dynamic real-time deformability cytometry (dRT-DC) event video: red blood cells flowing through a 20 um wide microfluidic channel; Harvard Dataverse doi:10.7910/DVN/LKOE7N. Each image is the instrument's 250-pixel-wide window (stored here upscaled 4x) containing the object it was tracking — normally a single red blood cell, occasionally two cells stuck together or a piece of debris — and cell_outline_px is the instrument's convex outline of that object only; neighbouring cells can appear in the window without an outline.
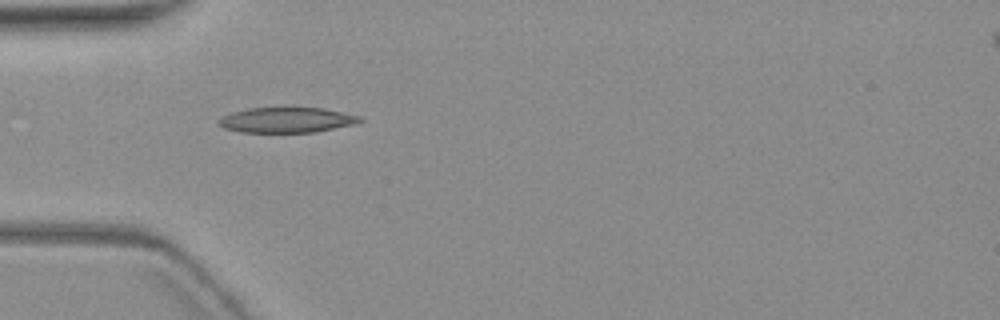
{"species": "common noctule bat (a hibernating species)", "species_latin": "Nyctalus noctula", "temperature_condition": "warm", "stored_images_in_passage": 7, "camera_frame_rate_fps": 3000, "um_per_image_px": 0.085, "animal": {"sex": "female", "body_mass_g": 19.3, "forearm_length_mm": 54.1}, "frame": {"image": 1, "passage_image": 6, "time_ms": 6.667, "image_size_px": [1000, 320], "cell_outline_px": [[364, 120], [356, 124], [316, 132], [240, 132], [224, 128], [216, 124], [216, 120], [232, 112], [248, 108], [324, 108], [360, 116]], "centroid_in_image_um": [24.37, 10.2], "position_along_channel_um": 60.6, "area_um2": 20.87}}
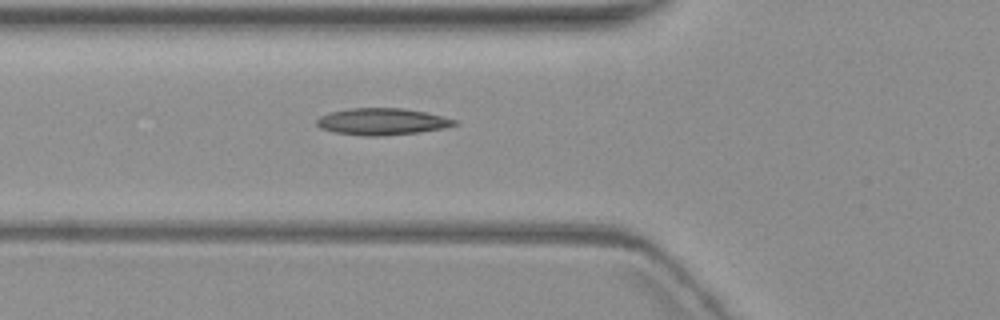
{"frame": {"image": 2, "passage_image": 7, "time_ms": 7.667, "image_size_px": [1000, 320], "cell_outline_px": [[456, 124], [444, 128], [420, 132], [384, 136], [360, 136], [336, 132], [320, 128], [316, 124], [316, 120], [320, 116], [332, 112], [348, 108], [400, 108], [428, 112], [456, 120]], "centroid_in_image_um": [32.47, 10.34], "position_along_channel_um": 93.3, "area_um2": 21.5}}